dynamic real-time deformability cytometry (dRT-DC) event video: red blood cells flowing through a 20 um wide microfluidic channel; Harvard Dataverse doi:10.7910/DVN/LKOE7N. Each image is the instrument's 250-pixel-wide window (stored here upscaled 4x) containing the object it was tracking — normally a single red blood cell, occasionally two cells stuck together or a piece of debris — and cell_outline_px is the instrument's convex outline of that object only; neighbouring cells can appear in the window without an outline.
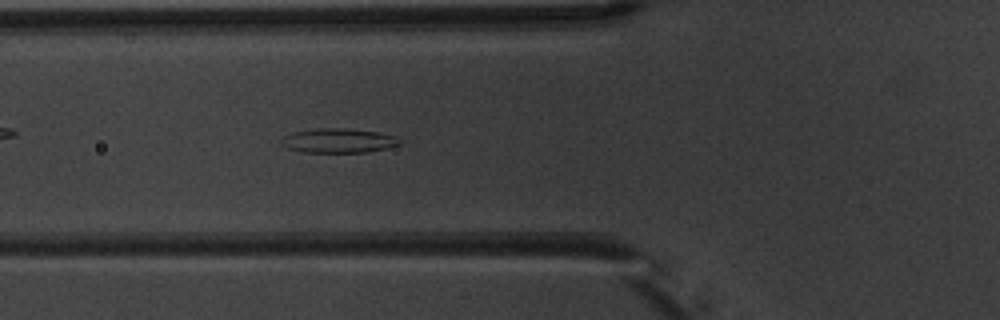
{"species": "common noctule bat (a hibernating species)", "species_latin": "Nyctalus noctula", "temperature_condition": "warm", "stored_images_in_passage": 5, "camera_frame_rate_fps": 3000, "um_per_image_px": 0.085, "animal": {"sex": "male", "body_mass_g": 20.1, "forearm_length_mm": 53.5}, "frame": {"image": 1, "passage_image": 5, "time_ms": 4.667, "image_size_px": [1000, 320], "cell_outline_px": [[400, 144], [388, 148], [368, 152], [304, 152], [288, 148], [280, 144], [280, 140], [284, 136], [292, 132], [316, 128], [348, 128], [376, 132], [396, 136], [400, 140]], "centroid_in_image_um": [28.75, 11.95], "position_along_channel_um": 97.0, "area_um2": 16.88}}